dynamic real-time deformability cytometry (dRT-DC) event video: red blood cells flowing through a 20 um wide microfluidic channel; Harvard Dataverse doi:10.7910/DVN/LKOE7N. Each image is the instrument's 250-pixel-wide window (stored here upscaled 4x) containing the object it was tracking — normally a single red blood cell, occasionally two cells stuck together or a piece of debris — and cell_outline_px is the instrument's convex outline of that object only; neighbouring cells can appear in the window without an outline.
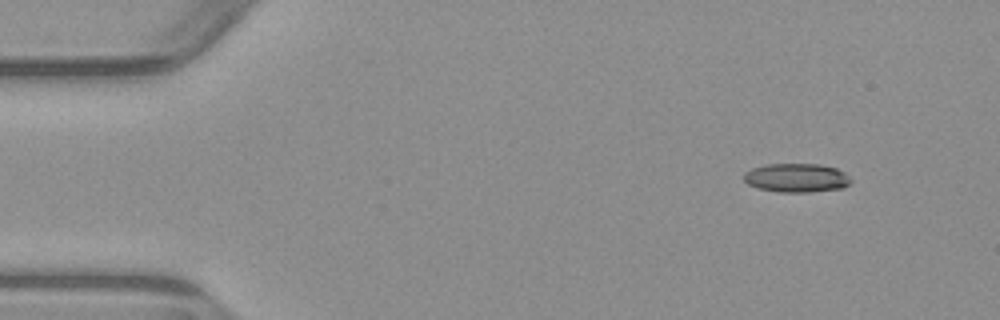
{"species": "common noctule bat (a hibernating species)", "species_latin": "Nyctalus noctula", "temperature_condition": "warm", "stored_images_in_passage": 3, "camera_frame_rate_fps": 3000, "um_per_image_px": 0.085, "animal": {"sex": "male", "body_mass_g": 23.1, "forearm_length_mm": 52.7}, "frame": {"image": 1, "passage_image": 1, "time_ms": 0.0, "image_size_px": [1000, 320], "cell_outline_px": [[852, 180], [844, 188], [808, 192], [780, 192], [760, 188], [748, 184], [744, 180], [744, 172], [752, 168], [764, 164], [820, 164], [836, 168], [844, 172]], "centroid_in_image_um": [67.71, 15.11], "position_along_channel_um": 17.3, "area_um2": 17.98}}
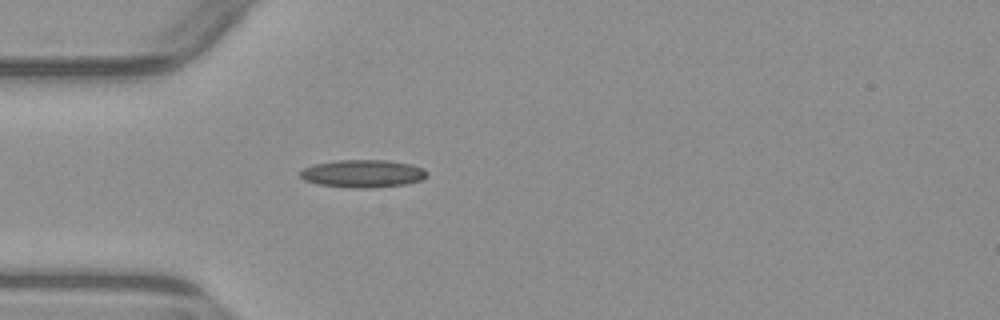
{"frame": {"image": 2, "passage_image": 3, "time_ms": 3.333, "image_size_px": [1000, 320], "cell_outline_px": [[428, 176], [420, 180], [408, 184], [368, 188], [352, 188], [320, 184], [304, 180], [300, 176], [300, 172], [304, 168], [316, 164], [336, 160], [388, 160], [412, 164], [424, 168], [428, 172]], "centroid_in_image_um": [30.9, 14.75], "position_along_channel_um": 54.1, "area_um2": 20.52}}